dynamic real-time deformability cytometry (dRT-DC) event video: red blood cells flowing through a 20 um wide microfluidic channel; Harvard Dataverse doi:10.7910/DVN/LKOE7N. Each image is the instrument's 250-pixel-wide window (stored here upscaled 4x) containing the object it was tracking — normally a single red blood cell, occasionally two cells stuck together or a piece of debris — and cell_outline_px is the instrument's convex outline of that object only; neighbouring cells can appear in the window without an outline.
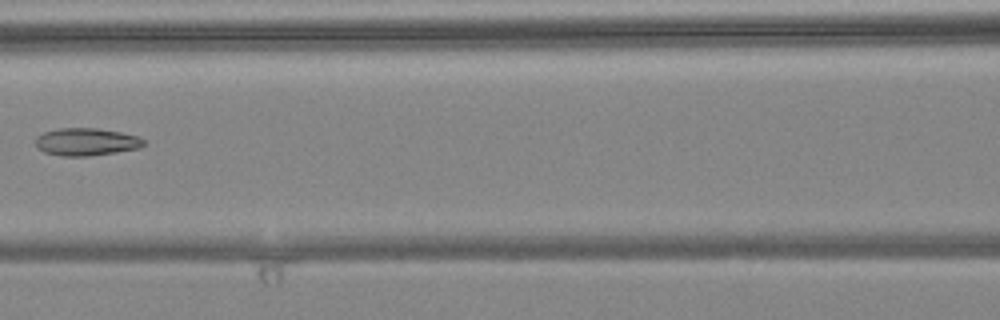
{"species": "common noctule bat (a hibernating species)", "species_latin": "Nyctalus noctula", "temperature_condition": "warm", "stored_images_in_passage": 4, "camera_frame_rate_fps": 3000, "um_per_image_px": 0.085, "animal": {"sex": "female", "body_mass_g": 24.6, "forearm_length_mm": 56.2}, "frame": {"image": 1, "passage_image": 3, "time_ms": 0.667, "image_size_px": [1000, 320], "cell_outline_px": [[144, 144], [140, 148], [116, 152], [88, 156], [60, 156], [44, 152], [36, 148], [36, 136], [44, 132], [60, 128], [96, 128], [120, 132], [140, 136], [144, 140]], "centroid_in_image_um": [7.32, 12.06], "position_along_channel_um": 159.3, "area_um2": 17.46}}
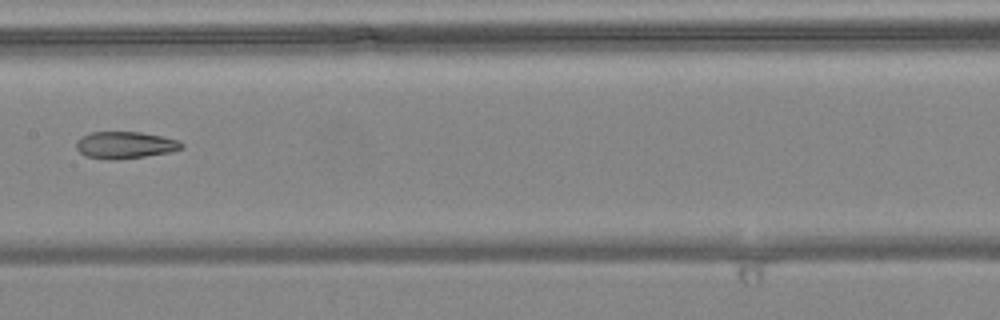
{"frame": {"image": 2, "passage_image": 4, "time_ms": 1.0, "image_size_px": [1000, 320], "cell_outline_px": [[184, 148], [168, 152], [144, 156], [116, 160], [108, 160], [88, 156], [80, 152], [76, 148], [76, 140], [80, 136], [92, 132], [140, 132], [180, 140], [184, 144]], "centroid_in_image_um": [10.62, 12.32], "position_along_channel_um": 196.8, "area_um2": 16.53}}